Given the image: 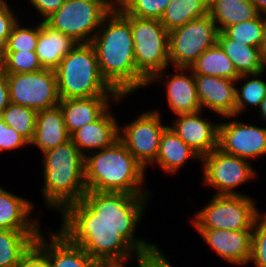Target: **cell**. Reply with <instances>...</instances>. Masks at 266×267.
I'll list each match as a JSON object with an SVG mask.
<instances>
[{"instance_id":"obj_1","label":"cell","mask_w":266,"mask_h":267,"mask_svg":"<svg viewBox=\"0 0 266 267\" xmlns=\"http://www.w3.org/2000/svg\"><path fill=\"white\" fill-rule=\"evenodd\" d=\"M149 198L150 195L87 191L82 200L61 213L59 231L100 263L128 262L158 246L135 235Z\"/></svg>"},{"instance_id":"obj_2","label":"cell","mask_w":266,"mask_h":267,"mask_svg":"<svg viewBox=\"0 0 266 267\" xmlns=\"http://www.w3.org/2000/svg\"><path fill=\"white\" fill-rule=\"evenodd\" d=\"M91 44L103 79L119 96L147 86L136 69L131 24L117 9L103 19Z\"/></svg>"},{"instance_id":"obj_3","label":"cell","mask_w":266,"mask_h":267,"mask_svg":"<svg viewBox=\"0 0 266 267\" xmlns=\"http://www.w3.org/2000/svg\"><path fill=\"white\" fill-rule=\"evenodd\" d=\"M84 170L87 191L152 194L143 184L146 169L119 139L107 148L89 153Z\"/></svg>"},{"instance_id":"obj_4","label":"cell","mask_w":266,"mask_h":267,"mask_svg":"<svg viewBox=\"0 0 266 267\" xmlns=\"http://www.w3.org/2000/svg\"><path fill=\"white\" fill-rule=\"evenodd\" d=\"M43 154V186L41 193L46 207L61 214L69 205L83 199L85 185V157L72 142H65Z\"/></svg>"},{"instance_id":"obj_5","label":"cell","mask_w":266,"mask_h":267,"mask_svg":"<svg viewBox=\"0 0 266 267\" xmlns=\"http://www.w3.org/2000/svg\"><path fill=\"white\" fill-rule=\"evenodd\" d=\"M54 71L60 99L119 96L103 79L91 43H78Z\"/></svg>"},{"instance_id":"obj_6","label":"cell","mask_w":266,"mask_h":267,"mask_svg":"<svg viewBox=\"0 0 266 267\" xmlns=\"http://www.w3.org/2000/svg\"><path fill=\"white\" fill-rule=\"evenodd\" d=\"M123 16L131 24L136 69L149 81L170 66L169 31L159 19Z\"/></svg>"},{"instance_id":"obj_7","label":"cell","mask_w":266,"mask_h":267,"mask_svg":"<svg viewBox=\"0 0 266 267\" xmlns=\"http://www.w3.org/2000/svg\"><path fill=\"white\" fill-rule=\"evenodd\" d=\"M247 195H213L191 219L195 229L252 230L262 214Z\"/></svg>"},{"instance_id":"obj_8","label":"cell","mask_w":266,"mask_h":267,"mask_svg":"<svg viewBox=\"0 0 266 267\" xmlns=\"http://www.w3.org/2000/svg\"><path fill=\"white\" fill-rule=\"evenodd\" d=\"M114 10L110 3L65 0L63 5L44 22L77 43H91L103 19Z\"/></svg>"},{"instance_id":"obj_9","label":"cell","mask_w":266,"mask_h":267,"mask_svg":"<svg viewBox=\"0 0 266 267\" xmlns=\"http://www.w3.org/2000/svg\"><path fill=\"white\" fill-rule=\"evenodd\" d=\"M218 33L209 14L172 29L169 31L170 65L189 68L203 52L217 43Z\"/></svg>"},{"instance_id":"obj_10","label":"cell","mask_w":266,"mask_h":267,"mask_svg":"<svg viewBox=\"0 0 266 267\" xmlns=\"http://www.w3.org/2000/svg\"><path fill=\"white\" fill-rule=\"evenodd\" d=\"M200 162L203 184L215 188L216 195H245L234 189L257 175L249 160L225 153L218 147L203 156Z\"/></svg>"},{"instance_id":"obj_11","label":"cell","mask_w":266,"mask_h":267,"mask_svg":"<svg viewBox=\"0 0 266 267\" xmlns=\"http://www.w3.org/2000/svg\"><path fill=\"white\" fill-rule=\"evenodd\" d=\"M6 75L10 103L36 111L59 105L61 99L54 70L42 69L36 72Z\"/></svg>"},{"instance_id":"obj_12","label":"cell","mask_w":266,"mask_h":267,"mask_svg":"<svg viewBox=\"0 0 266 267\" xmlns=\"http://www.w3.org/2000/svg\"><path fill=\"white\" fill-rule=\"evenodd\" d=\"M159 110L140 114L125 126L119 125V140L144 168L156 160L163 131Z\"/></svg>"},{"instance_id":"obj_13","label":"cell","mask_w":266,"mask_h":267,"mask_svg":"<svg viewBox=\"0 0 266 267\" xmlns=\"http://www.w3.org/2000/svg\"><path fill=\"white\" fill-rule=\"evenodd\" d=\"M227 116L219 123L218 148L223 152L251 161L266 155V127L246 124Z\"/></svg>"},{"instance_id":"obj_14","label":"cell","mask_w":266,"mask_h":267,"mask_svg":"<svg viewBox=\"0 0 266 267\" xmlns=\"http://www.w3.org/2000/svg\"><path fill=\"white\" fill-rule=\"evenodd\" d=\"M167 69L156 73L148 82L147 86L156 81L164 82L166 97L169 108L176 115L195 113L201 111V105L197 96L194 74L190 68L175 67V73L165 76ZM180 72V73H179ZM169 76V77H167ZM167 80L162 81V79ZM169 78V79H168Z\"/></svg>"},{"instance_id":"obj_15","label":"cell","mask_w":266,"mask_h":267,"mask_svg":"<svg viewBox=\"0 0 266 267\" xmlns=\"http://www.w3.org/2000/svg\"><path fill=\"white\" fill-rule=\"evenodd\" d=\"M201 114L202 110L178 114L170 127L202 158L218 147L219 122L206 120Z\"/></svg>"},{"instance_id":"obj_16","label":"cell","mask_w":266,"mask_h":267,"mask_svg":"<svg viewBox=\"0 0 266 267\" xmlns=\"http://www.w3.org/2000/svg\"><path fill=\"white\" fill-rule=\"evenodd\" d=\"M42 231L34 242V247L48 260L50 267H98L81 246L72 243L62 232L51 229L47 240ZM50 241V242H48Z\"/></svg>"},{"instance_id":"obj_17","label":"cell","mask_w":266,"mask_h":267,"mask_svg":"<svg viewBox=\"0 0 266 267\" xmlns=\"http://www.w3.org/2000/svg\"><path fill=\"white\" fill-rule=\"evenodd\" d=\"M194 79L203 111L207 108L221 117L235 115L236 80L201 74H194Z\"/></svg>"},{"instance_id":"obj_18","label":"cell","mask_w":266,"mask_h":267,"mask_svg":"<svg viewBox=\"0 0 266 267\" xmlns=\"http://www.w3.org/2000/svg\"><path fill=\"white\" fill-rule=\"evenodd\" d=\"M223 260L234 265L249 264L252 230L196 229Z\"/></svg>"},{"instance_id":"obj_19","label":"cell","mask_w":266,"mask_h":267,"mask_svg":"<svg viewBox=\"0 0 266 267\" xmlns=\"http://www.w3.org/2000/svg\"><path fill=\"white\" fill-rule=\"evenodd\" d=\"M111 109L109 107L96 121L85 124L70 136L84 157L113 145L119 139V121Z\"/></svg>"},{"instance_id":"obj_20","label":"cell","mask_w":266,"mask_h":267,"mask_svg":"<svg viewBox=\"0 0 266 267\" xmlns=\"http://www.w3.org/2000/svg\"><path fill=\"white\" fill-rule=\"evenodd\" d=\"M122 99H125V97L93 96L89 98L61 99L59 106L63 112L65 127L70 136L85 124L96 121L111 107V103L118 104Z\"/></svg>"},{"instance_id":"obj_21","label":"cell","mask_w":266,"mask_h":267,"mask_svg":"<svg viewBox=\"0 0 266 267\" xmlns=\"http://www.w3.org/2000/svg\"><path fill=\"white\" fill-rule=\"evenodd\" d=\"M70 140L59 105L37 111L35 135L30 143L44 153Z\"/></svg>"},{"instance_id":"obj_22","label":"cell","mask_w":266,"mask_h":267,"mask_svg":"<svg viewBox=\"0 0 266 267\" xmlns=\"http://www.w3.org/2000/svg\"><path fill=\"white\" fill-rule=\"evenodd\" d=\"M33 205L32 201L0 187V229L40 230L39 218H30Z\"/></svg>"},{"instance_id":"obj_23","label":"cell","mask_w":266,"mask_h":267,"mask_svg":"<svg viewBox=\"0 0 266 267\" xmlns=\"http://www.w3.org/2000/svg\"><path fill=\"white\" fill-rule=\"evenodd\" d=\"M77 44L68 35L49 27L44 21H40L35 53L44 69L55 70L64 56Z\"/></svg>"},{"instance_id":"obj_24","label":"cell","mask_w":266,"mask_h":267,"mask_svg":"<svg viewBox=\"0 0 266 267\" xmlns=\"http://www.w3.org/2000/svg\"><path fill=\"white\" fill-rule=\"evenodd\" d=\"M189 159L200 161L201 157L170 126H167L161 137L158 155L152 165L157 164L165 173L173 175L180 171Z\"/></svg>"},{"instance_id":"obj_25","label":"cell","mask_w":266,"mask_h":267,"mask_svg":"<svg viewBox=\"0 0 266 267\" xmlns=\"http://www.w3.org/2000/svg\"><path fill=\"white\" fill-rule=\"evenodd\" d=\"M217 43L230 58L239 75L265 71L262 48L244 45L231 39L224 31L218 33Z\"/></svg>"},{"instance_id":"obj_26","label":"cell","mask_w":266,"mask_h":267,"mask_svg":"<svg viewBox=\"0 0 266 267\" xmlns=\"http://www.w3.org/2000/svg\"><path fill=\"white\" fill-rule=\"evenodd\" d=\"M41 230L0 229V267H17Z\"/></svg>"},{"instance_id":"obj_27","label":"cell","mask_w":266,"mask_h":267,"mask_svg":"<svg viewBox=\"0 0 266 267\" xmlns=\"http://www.w3.org/2000/svg\"><path fill=\"white\" fill-rule=\"evenodd\" d=\"M208 14L218 31L243 21L254 19L259 13L250 0H214Z\"/></svg>"},{"instance_id":"obj_28","label":"cell","mask_w":266,"mask_h":267,"mask_svg":"<svg viewBox=\"0 0 266 267\" xmlns=\"http://www.w3.org/2000/svg\"><path fill=\"white\" fill-rule=\"evenodd\" d=\"M189 68L193 74L216 76L230 80H237L240 76L218 43L203 52Z\"/></svg>"},{"instance_id":"obj_29","label":"cell","mask_w":266,"mask_h":267,"mask_svg":"<svg viewBox=\"0 0 266 267\" xmlns=\"http://www.w3.org/2000/svg\"><path fill=\"white\" fill-rule=\"evenodd\" d=\"M208 14V9L198 0H171L160 19L162 25L171 31L192 19Z\"/></svg>"},{"instance_id":"obj_30","label":"cell","mask_w":266,"mask_h":267,"mask_svg":"<svg viewBox=\"0 0 266 267\" xmlns=\"http://www.w3.org/2000/svg\"><path fill=\"white\" fill-rule=\"evenodd\" d=\"M263 74V72L257 74H242L237 78L236 84L240 82L244 83H242V85L240 84V86L238 84L236 85L239 88L236 87L235 116L241 115V112L243 113L248 106L254 108L259 107L263 97L266 95V80L264 81L261 78Z\"/></svg>"},{"instance_id":"obj_31","label":"cell","mask_w":266,"mask_h":267,"mask_svg":"<svg viewBox=\"0 0 266 267\" xmlns=\"http://www.w3.org/2000/svg\"><path fill=\"white\" fill-rule=\"evenodd\" d=\"M36 115L37 111L32 108L9 103L2 112L1 118L31 143L35 135Z\"/></svg>"},{"instance_id":"obj_32","label":"cell","mask_w":266,"mask_h":267,"mask_svg":"<svg viewBox=\"0 0 266 267\" xmlns=\"http://www.w3.org/2000/svg\"><path fill=\"white\" fill-rule=\"evenodd\" d=\"M266 16L258 14L254 19L227 27L224 32L244 45L262 48L264 43Z\"/></svg>"},{"instance_id":"obj_33","label":"cell","mask_w":266,"mask_h":267,"mask_svg":"<svg viewBox=\"0 0 266 267\" xmlns=\"http://www.w3.org/2000/svg\"><path fill=\"white\" fill-rule=\"evenodd\" d=\"M0 69L6 74L30 73L44 69L35 51L6 52Z\"/></svg>"},{"instance_id":"obj_34","label":"cell","mask_w":266,"mask_h":267,"mask_svg":"<svg viewBox=\"0 0 266 267\" xmlns=\"http://www.w3.org/2000/svg\"><path fill=\"white\" fill-rule=\"evenodd\" d=\"M170 1L171 0H127L117 10L122 15L160 20Z\"/></svg>"},{"instance_id":"obj_35","label":"cell","mask_w":266,"mask_h":267,"mask_svg":"<svg viewBox=\"0 0 266 267\" xmlns=\"http://www.w3.org/2000/svg\"><path fill=\"white\" fill-rule=\"evenodd\" d=\"M32 27L20 25L18 20L8 37L6 52L35 51L40 32V21L34 28Z\"/></svg>"},{"instance_id":"obj_36","label":"cell","mask_w":266,"mask_h":267,"mask_svg":"<svg viewBox=\"0 0 266 267\" xmlns=\"http://www.w3.org/2000/svg\"><path fill=\"white\" fill-rule=\"evenodd\" d=\"M254 267H266V213H262L252 229L251 257L249 263Z\"/></svg>"},{"instance_id":"obj_37","label":"cell","mask_w":266,"mask_h":267,"mask_svg":"<svg viewBox=\"0 0 266 267\" xmlns=\"http://www.w3.org/2000/svg\"><path fill=\"white\" fill-rule=\"evenodd\" d=\"M30 143L0 117V152L13 151Z\"/></svg>"},{"instance_id":"obj_38","label":"cell","mask_w":266,"mask_h":267,"mask_svg":"<svg viewBox=\"0 0 266 267\" xmlns=\"http://www.w3.org/2000/svg\"><path fill=\"white\" fill-rule=\"evenodd\" d=\"M137 267H174L158 246L151 252L136 258Z\"/></svg>"},{"instance_id":"obj_39","label":"cell","mask_w":266,"mask_h":267,"mask_svg":"<svg viewBox=\"0 0 266 267\" xmlns=\"http://www.w3.org/2000/svg\"><path fill=\"white\" fill-rule=\"evenodd\" d=\"M11 9L12 7L8 2L0 9V33L6 40H8L14 25L18 22V15Z\"/></svg>"},{"instance_id":"obj_40","label":"cell","mask_w":266,"mask_h":267,"mask_svg":"<svg viewBox=\"0 0 266 267\" xmlns=\"http://www.w3.org/2000/svg\"><path fill=\"white\" fill-rule=\"evenodd\" d=\"M44 21L52 13L56 12L65 0H28Z\"/></svg>"},{"instance_id":"obj_41","label":"cell","mask_w":266,"mask_h":267,"mask_svg":"<svg viewBox=\"0 0 266 267\" xmlns=\"http://www.w3.org/2000/svg\"><path fill=\"white\" fill-rule=\"evenodd\" d=\"M17 267H50L48 260L33 246Z\"/></svg>"},{"instance_id":"obj_42","label":"cell","mask_w":266,"mask_h":267,"mask_svg":"<svg viewBox=\"0 0 266 267\" xmlns=\"http://www.w3.org/2000/svg\"><path fill=\"white\" fill-rule=\"evenodd\" d=\"M10 103L7 75L0 69V117Z\"/></svg>"},{"instance_id":"obj_43","label":"cell","mask_w":266,"mask_h":267,"mask_svg":"<svg viewBox=\"0 0 266 267\" xmlns=\"http://www.w3.org/2000/svg\"><path fill=\"white\" fill-rule=\"evenodd\" d=\"M260 15L266 16V0H250Z\"/></svg>"},{"instance_id":"obj_44","label":"cell","mask_w":266,"mask_h":267,"mask_svg":"<svg viewBox=\"0 0 266 267\" xmlns=\"http://www.w3.org/2000/svg\"><path fill=\"white\" fill-rule=\"evenodd\" d=\"M7 50V40L0 33V63L4 60Z\"/></svg>"},{"instance_id":"obj_45","label":"cell","mask_w":266,"mask_h":267,"mask_svg":"<svg viewBox=\"0 0 266 267\" xmlns=\"http://www.w3.org/2000/svg\"><path fill=\"white\" fill-rule=\"evenodd\" d=\"M258 109L260 112L259 116H261V118L266 121V95L263 97V100L261 101Z\"/></svg>"},{"instance_id":"obj_46","label":"cell","mask_w":266,"mask_h":267,"mask_svg":"<svg viewBox=\"0 0 266 267\" xmlns=\"http://www.w3.org/2000/svg\"><path fill=\"white\" fill-rule=\"evenodd\" d=\"M128 262H109V263H99L98 267H126Z\"/></svg>"},{"instance_id":"obj_47","label":"cell","mask_w":266,"mask_h":267,"mask_svg":"<svg viewBox=\"0 0 266 267\" xmlns=\"http://www.w3.org/2000/svg\"><path fill=\"white\" fill-rule=\"evenodd\" d=\"M262 54H263V65L266 71V22H265V34H264V43L262 46Z\"/></svg>"},{"instance_id":"obj_48","label":"cell","mask_w":266,"mask_h":267,"mask_svg":"<svg viewBox=\"0 0 266 267\" xmlns=\"http://www.w3.org/2000/svg\"><path fill=\"white\" fill-rule=\"evenodd\" d=\"M115 9L120 8L127 0H107Z\"/></svg>"},{"instance_id":"obj_49","label":"cell","mask_w":266,"mask_h":267,"mask_svg":"<svg viewBox=\"0 0 266 267\" xmlns=\"http://www.w3.org/2000/svg\"><path fill=\"white\" fill-rule=\"evenodd\" d=\"M202 3L208 10L212 7L214 0H198Z\"/></svg>"},{"instance_id":"obj_50","label":"cell","mask_w":266,"mask_h":267,"mask_svg":"<svg viewBox=\"0 0 266 267\" xmlns=\"http://www.w3.org/2000/svg\"><path fill=\"white\" fill-rule=\"evenodd\" d=\"M81 1L90 3H109L107 0H81Z\"/></svg>"},{"instance_id":"obj_51","label":"cell","mask_w":266,"mask_h":267,"mask_svg":"<svg viewBox=\"0 0 266 267\" xmlns=\"http://www.w3.org/2000/svg\"><path fill=\"white\" fill-rule=\"evenodd\" d=\"M7 3L6 0H0V9Z\"/></svg>"}]
</instances>
